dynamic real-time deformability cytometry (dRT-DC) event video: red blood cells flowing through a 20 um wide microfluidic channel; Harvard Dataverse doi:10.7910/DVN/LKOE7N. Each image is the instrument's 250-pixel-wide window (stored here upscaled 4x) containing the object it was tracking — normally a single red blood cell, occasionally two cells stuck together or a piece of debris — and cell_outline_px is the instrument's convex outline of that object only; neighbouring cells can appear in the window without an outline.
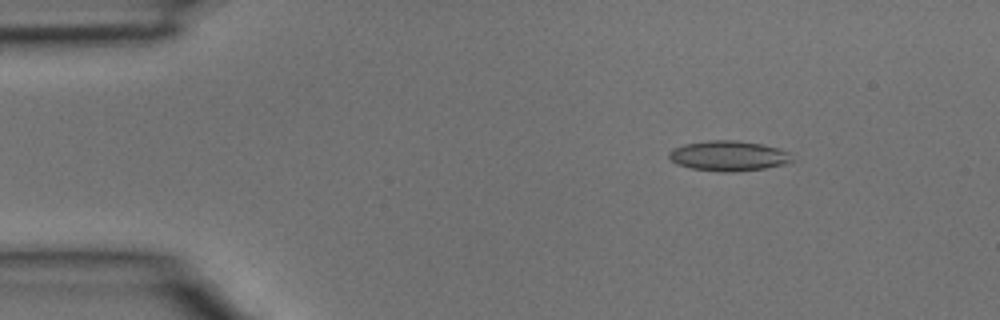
{"species": "common noctule bat (a hibernating species)", "species_latin": "Nyctalus noctula", "temperature_condition": "room temperature", "stored_images_in_passage": 39, "camera_frame_rate_fps": 3000, "um_per_image_px": 0.085, "animal": {"sex": "male", "body_mass_g": 15.6}, "frame": {"image": 1, "passage_image": 6, "time_ms": 1.667, "image_size_px": [1000, 320], "cell_outline_px": [[796, 160], [784, 164], [764, 168], [736, 172], [720, 172], [692, 168], [676, 164], [668, 156], [668, 152], [672, 148], [684, 144], [708, 140], [736, 140], [760, 144], [780, 148], [788, 152]], "centroid_in_image_um": [61.93, 13.25], "position_along_channel_um": 23.1, "area_um2": 21.79}}
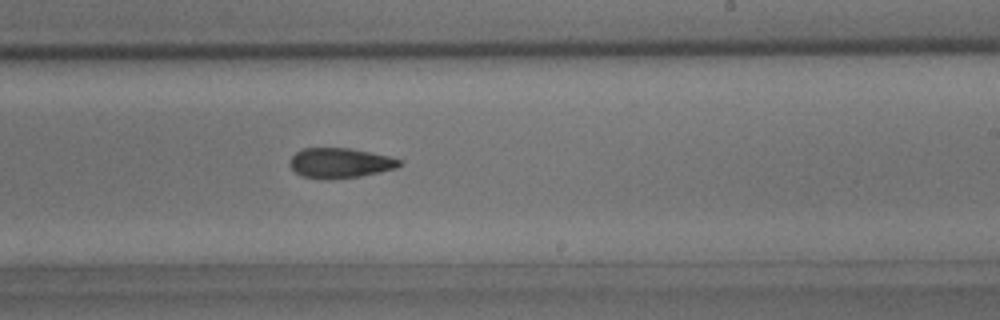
{"frame": {"image": 2, "passage_image": 24, "time_ms": 7.667, "image_size_px": [1000, 320], "cell_outline_px": [[404, 164], [396, 168], [360, 176], [304, 176], [296, 172], [288, 164], [292, 156], [296, 152], [304, 148], [348, 148], [388, 156], [404, 160]], "centroid_in_image_um": [28.96, 13.8], "position_along_channel_um": 260.0, "area_um2": 18.32}}
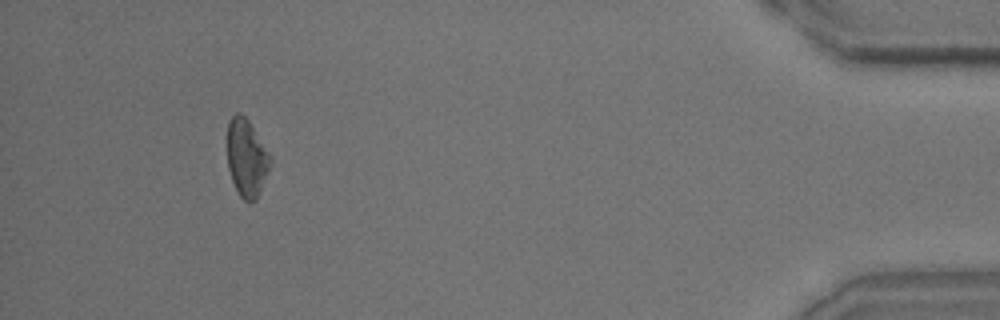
{"frame": {"image": 3, "passage_image": 37, "time_ms": 12.0, "image_size_px": [1000, 320], "cell_outline_px": [[272, 164], [260, 192], [256, 200], [244, 200], [240, 196], [232, 180], [228, 168], [228, 120], [236, 112], [240, 112], [248, 120], [272, 156]], "centroid_in_image_um": [20.99, 13.41], "position_along_channel_um": 414.2, "area_um2": 19.48}}